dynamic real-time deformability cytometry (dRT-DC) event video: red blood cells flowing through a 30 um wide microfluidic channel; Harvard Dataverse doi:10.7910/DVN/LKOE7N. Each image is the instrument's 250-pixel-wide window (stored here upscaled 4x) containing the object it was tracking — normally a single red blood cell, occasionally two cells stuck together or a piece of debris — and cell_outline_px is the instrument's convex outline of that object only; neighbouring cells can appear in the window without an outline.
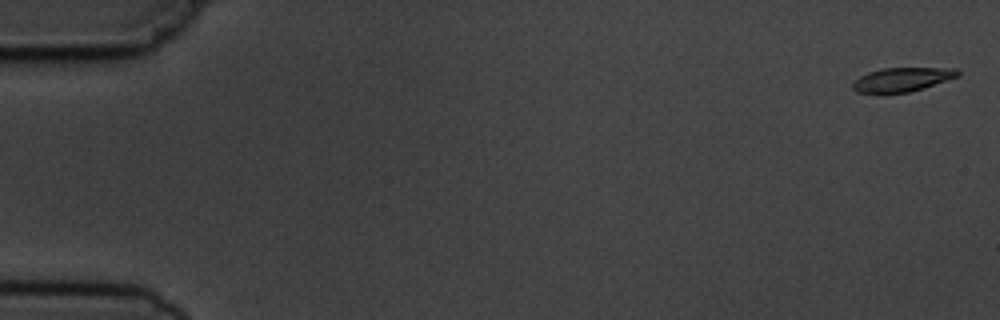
{"species": "common noctule bat (a hibernating species)", "species_latin": "Nyctalus noctula", "temperature_condition": "cold", "stored_images_in_passage": 11, "camera_frame_rate_fps": 3000, "um_per_image_px": 0.085, "animal": {"sex": "male", "body_mass_g": 19.5, "forearm_length_mm": 54.6}, "frame": {"image": 1, "passage_image": 1, "time_ms": 0.0, "image_size_px": [1000, 320], "cell_outline_px": [[960, 76], [924, 88], [908, 92], [856, 92], [852, 88], [852, 84], [860, 76], [868, 72], [880, 68], [956, 68], [960, 72]], "centroid_in_image_um": [76.72, 6.74], "position_along_channel_um": 8.3, "area_um2": 14.57}}
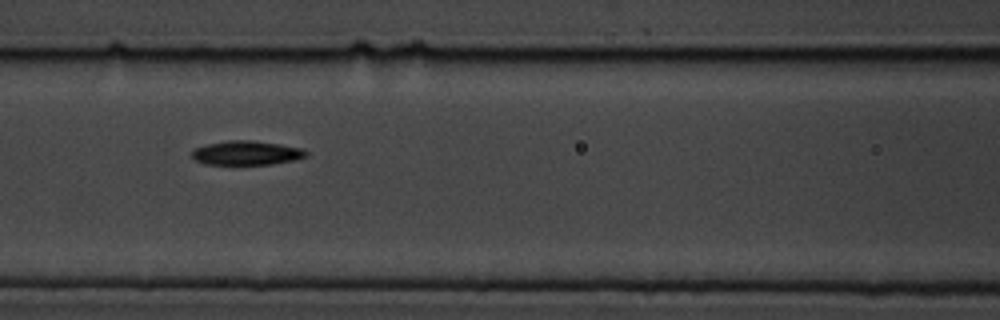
{"frame": {"image": 2, "passage_image": 7, "time_ms": 7.667, "image_size_px": [1000, 320], "cell_outline_px": [[308, 156], [296, 160], [272, 164], [204, 164], [196, 160], [192, 156], [192, 152], [196, 148], [208, 144], [228, 140], [252, 140], [280, 144], [300, 148], [308, 152]], "centroid_in_image_um": [20.99, 13.0], "position_along_channel_um": 145.6, "area_um2": 16.01}}
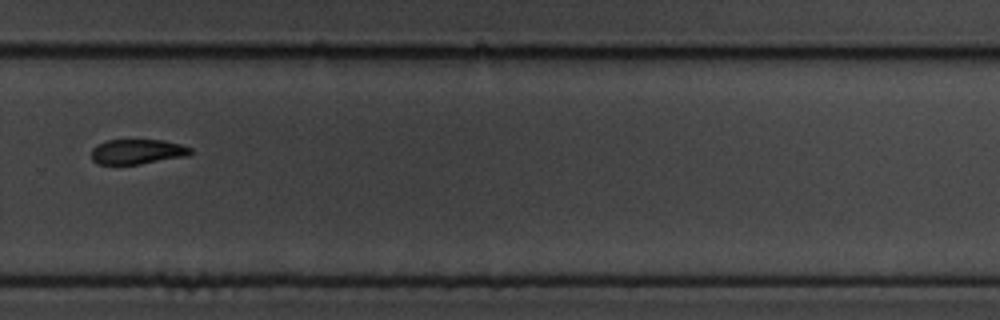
{"frame": {"image": 3, "passage_image": 11, "time_ms": 12.333, "image_size_px": [1000, 320], "cell_outline_px": [[192, 152], [188, 156], [140, 164], [96, 164], [92, 160], [92, 148], [96, 144], [108, 140], [164, 140], [180, 144], [192, 148]], "centroid_in_image_um": [11.67, 12.89], "position_along_channel_um": 318.1, "area_um2": 14.51}}